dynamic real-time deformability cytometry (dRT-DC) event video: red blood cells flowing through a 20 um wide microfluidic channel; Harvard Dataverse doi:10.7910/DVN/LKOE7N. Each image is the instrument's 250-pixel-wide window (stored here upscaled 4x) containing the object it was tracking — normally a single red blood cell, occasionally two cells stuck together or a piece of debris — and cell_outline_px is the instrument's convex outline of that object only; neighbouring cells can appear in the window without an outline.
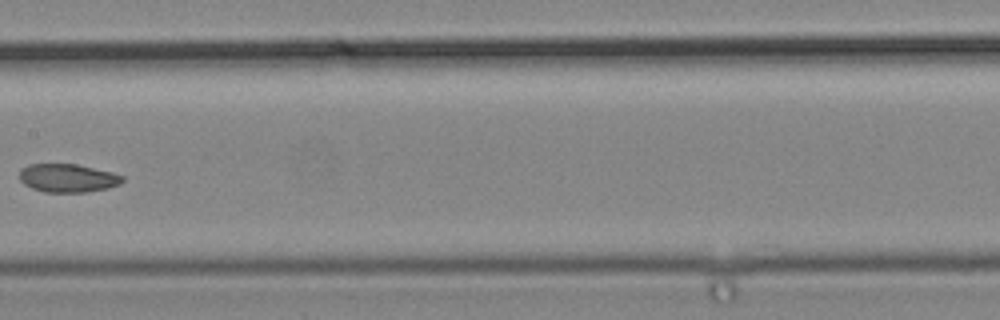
{"species": "common noctule bat (a hibernating species)", "species_latin": "Nyctalus noctula", "temperature_condition": "cold", "stored_images_in_passage": 7, "camera_frame_rate_fps": 3000, "um_per_image_px": 0.085, "animal": {"sex": "male", "body_mass_g": 19.2, "forearm_length_mm": 51.8}, "frame": {"image": 1, "passage_image": 7, "time_ms": 2.0, "image_size_px": [1000, 320], "cell_outline_px": [[124, 180], [120, 184], [108, 188], [88, 192], [44, 192], [32, 188], [24, 184], [20, 180], [20, 168], [28, 164], [76, 164], [112, 172], [124, 176]], "centroid_in_image_um": [5.76, 15.13], "position_along_channel_um": 201.6, "area_um2": 17.11}}